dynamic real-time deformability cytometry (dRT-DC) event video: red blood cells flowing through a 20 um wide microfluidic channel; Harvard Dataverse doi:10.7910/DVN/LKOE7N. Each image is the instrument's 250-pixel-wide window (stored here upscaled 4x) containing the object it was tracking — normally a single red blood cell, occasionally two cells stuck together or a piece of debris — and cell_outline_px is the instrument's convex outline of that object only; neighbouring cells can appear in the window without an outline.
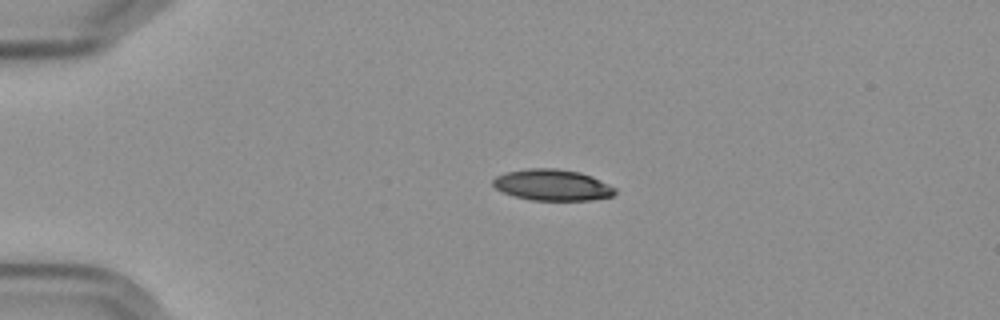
{"species": "Egyptian fruit bat (a non-hibernating species)", "species_latin": "Rousettus aegyptiacus", "temperature_condition": "cold", "stored_images_in_passage": 2, "camera_frame_rate_fps": 3000, "um_per_image_px": 0.085, "frame": {"image": 1, "passage_image": 1, "time_ms": 0.0, "image_size_px": [1000, 320], "cell_outline_px": [[616, 192], [612, 196], [588, 200], [532, 200], [516, 196], [504, 192], [496, 188], [492, 184], [492, 180], [496, 176], [504, 172], [528, 168], [556, 168], [580, 172], [592, 176], [616, 188]], "centroid_in_image_um": [46.94, 15.71], "position_along_channel_um": 38.1, "area_um2": 22.14}}